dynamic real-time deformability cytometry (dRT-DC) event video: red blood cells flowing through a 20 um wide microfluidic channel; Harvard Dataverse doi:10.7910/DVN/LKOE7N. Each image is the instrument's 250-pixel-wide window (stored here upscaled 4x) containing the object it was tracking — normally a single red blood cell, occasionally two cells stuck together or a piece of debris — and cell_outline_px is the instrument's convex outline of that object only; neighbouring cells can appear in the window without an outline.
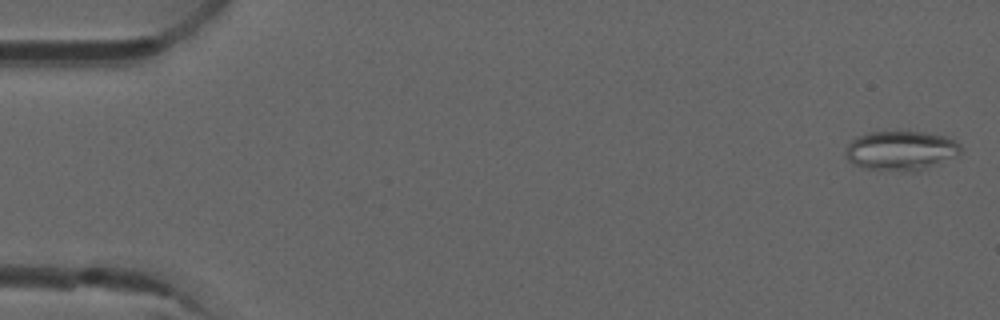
{"species": "common noctule bat (a hibernating species)", "species_latin": "Nyctalus noctula", "temperature_condition": "room temperature", "stored_images_in_passage": 51, "camera_frame_rate_fps": 3000, "um_per_image_px": 0.085, "animal": {"sex": "male", "forearm_length_mm": 52.5}, "frame": {"image": 1, "passage_image": 1, "time_ms": 0.0, "image_size_px": [1000, 320], "cell_outline_px": [[960, 152], [956, 156], [916, 172], [904, 172], [864, 168], [852, 164], [848, 160], [844, 152], [848, 144], [856, 136], [872, 132], [908, 128], [944, 136], [960, 144]], "centroid_in_image_um": [76.54, 12.77], "position_along_channel_um": 8.5, "area_um2": 27.28}}
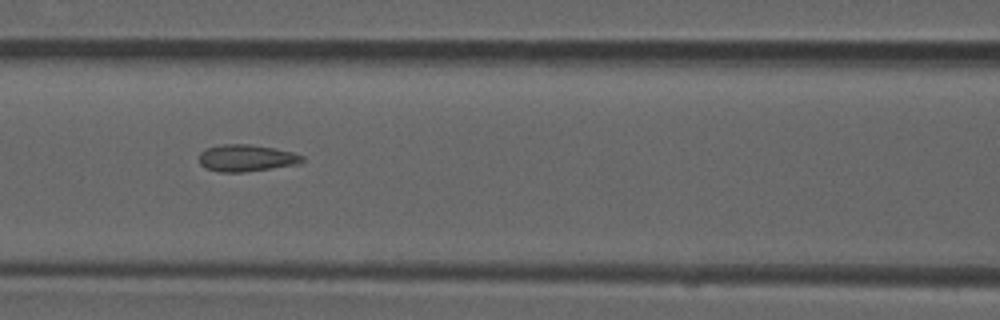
{"frame": {"image": 2, "passage_image": 22, "time_ms": 7.0, "image_size_px": [1000, 320], "cell_outline_px": [[304, 160], [300, 164], [244, 172], [220, 172], [204, 168], [200, 164], [200, 152], [208, 148], [220, 144], [248, 144], [276, 148], [292, 152], [304, 156]], "centroid_in_image_um": [20.96, 13.43], "position_along_channel_um": 145.6, "area_um2": 16.24}}
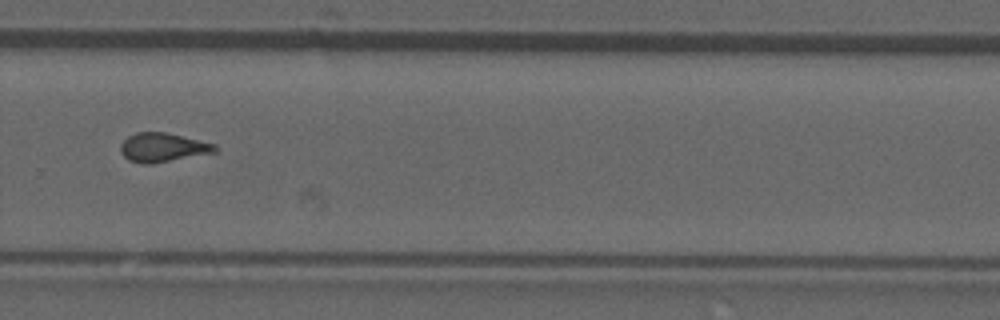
{"frame": {"image": 3, "passage_image": 35, "time_ms": 11.333, "image_size_px": [1000, 320], "cell_outline_px": [[216, 152], [152, 164], [140, 164], [128, 160], [120, 152], [120, 144], [128, 136], [136, 132], [164, 132], [216, 144]], "centroid_in_image_um": [13.79, 12.54], "position_along_channel_um": 316.0, "area_um2": 15.95}, "authors_computed_cell_mechanics": {"area_um2": 16.184, "velocity_mm_per_s": 3.9418, "shape_relaxation_time_tau1_ms": null, "shape_relaxation_time_tau2_ms": 2.2522, "deformation_change_tau1": null, "deformation_change_tau2": 0.0952}}